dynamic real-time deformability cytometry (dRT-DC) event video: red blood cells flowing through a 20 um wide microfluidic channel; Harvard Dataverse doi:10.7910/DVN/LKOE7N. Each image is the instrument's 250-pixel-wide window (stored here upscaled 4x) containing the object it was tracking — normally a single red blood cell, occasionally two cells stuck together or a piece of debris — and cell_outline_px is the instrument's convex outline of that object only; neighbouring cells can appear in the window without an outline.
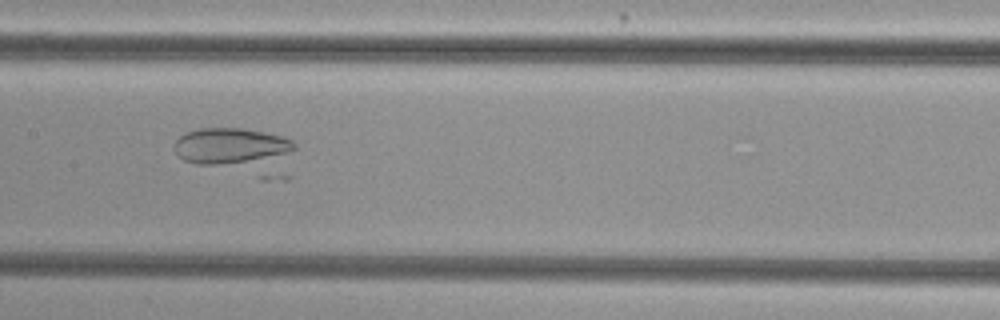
{"species": "common noctule bat (a hibernating species)", "species_latin": "Nyctalus noctula", "temperature_condition": "cold", "stored_images_in_passage": 43, "camera_frame_rate_fps": 3000, "um_per_image_px": 0.085, "animal": {"sex": "female", "body_mass_g": 29.2, "forearm_length_mm": 56.3}, "frame": {"image": 1, "passage_image": 18, "time_ms": 5.667, "image_size_px": [1000, 320], "cell_outline_px": [[296, 148], [284, 152], [244, 160], [216, 164], [196, 164], [184, 160], [176, 156], [176, 140], [180, 136], [188, 132], [200, 128], [240, 128], [264, 132], [284, 136], [292, 140], [296, 144]], "centroid_in_image_um": [19.48, 12.35], "position_along_channel_um": 187.9, "area_um2": 23.76}}
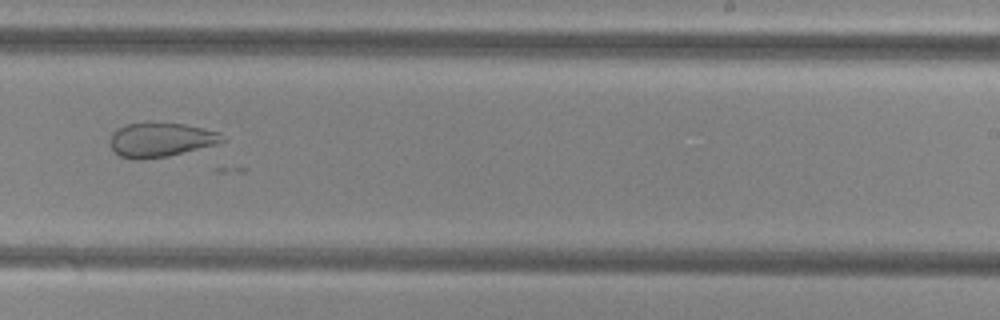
{"frame": {"image": 2, "passage_image": 25, "time_ms": 8.0, "image_size_px": [1000, 320], "cell_outline_px": [[228, 140], [216, 144], [168, 156], [140, 160], [136, 160], [120, 156], [112, 148], [112, 132], [116, 128], [124, 124], [148, 120], [184, 124], [220, 132]], "centroid_in_image_um": [13.66, 11.84], "position_along_channel_um": 275.3, "area_um2": 22.89}}
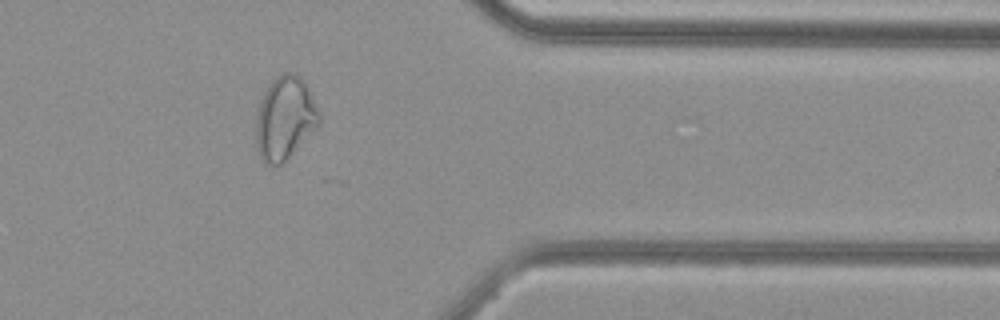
{"frame": {"image": 3, "passage_image": 35, "time_ms": 11.333, "image_size_px": [1000, 320], "cell_outline_px": [[320, 124], [280, 164], [272, 168], [264, 164], [260, 156], [256, 140], [256, 116], [260, 100], [268, 84], [276, 76], [284, 72], [292, 72], [300, 76], [308, 84], [320, 112]], "centroid_in_image_um": [24.22, 10.0], "position_along_channel_um": 387.2, "area_um2": 30.81}}